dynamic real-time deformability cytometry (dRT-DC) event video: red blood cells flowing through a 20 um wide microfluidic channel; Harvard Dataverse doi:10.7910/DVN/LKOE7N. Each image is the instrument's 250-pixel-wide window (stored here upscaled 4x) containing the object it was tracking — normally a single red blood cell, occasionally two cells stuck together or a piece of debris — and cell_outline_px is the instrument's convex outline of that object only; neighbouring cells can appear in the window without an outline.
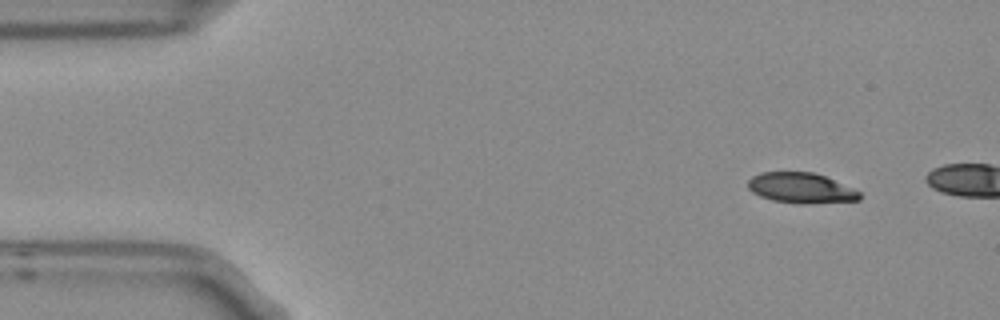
{"species": "Egyptian fruit bat (a non-hibernating species)", "species_latin": "Rousettus aegyptiacus", "temperature_condition": "room temperature", "stored_images_in_passage": 3, "camera_frame_rate_fps": 3000, "um_per_image_px": 0.085, "frame": {"image": 1, "passage_image": 1, "time_ms": 0.0, "image_size_px": [1000, 320], "cell_outline_px": [[860, 200], [808, 204], [796, 204], [772, 200], [760, 196], [752, 192], [748, 188], [748, 180], [752, 176], [760, 172], [812, 172], [824, 176], [852, 188], [860, 192]], "centroid_in_image_um": [68.05, 15.99], "position_along_channel_um": 16.9, "area_um2": 19.77}}